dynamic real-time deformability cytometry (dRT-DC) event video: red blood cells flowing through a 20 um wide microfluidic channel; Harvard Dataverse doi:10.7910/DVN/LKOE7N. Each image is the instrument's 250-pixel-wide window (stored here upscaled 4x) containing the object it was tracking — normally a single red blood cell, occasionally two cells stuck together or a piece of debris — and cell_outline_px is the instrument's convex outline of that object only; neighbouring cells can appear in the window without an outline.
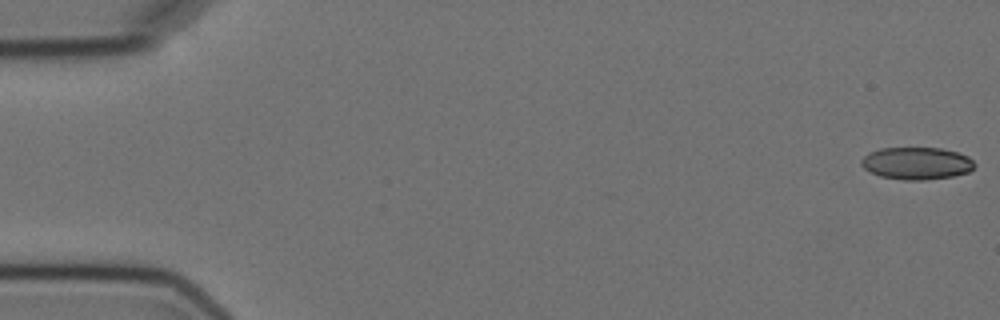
{"species": "Egyptian fruit bat (a non-hibernating species)", "species_latin": "Rousettus aegyptiacus", "temperature_condition": "cold", "stored_images_in_passage": 5, "camera_frame_rate_fps": 3000, "um_per_image_px": 0.085, "animal": {"sex": "female"}, "frame": {"image": 1, "passage_image": 1, "time_ms": 0.0, "image_size_px": [1000, 320], "cell_outline_px": [[976, 164], [968, 172], [952, 176], [924, 180], [904, 180], [880, 176], [864, 168], [860, 164], [860, 160], [868, 152], [880, 148], [940, 148], [956, 152], [968, 156]], "centroid_in_image_um": [77.89, 13.87], "position_along_channel_um": 7.1, "area_um2": 21.27}}